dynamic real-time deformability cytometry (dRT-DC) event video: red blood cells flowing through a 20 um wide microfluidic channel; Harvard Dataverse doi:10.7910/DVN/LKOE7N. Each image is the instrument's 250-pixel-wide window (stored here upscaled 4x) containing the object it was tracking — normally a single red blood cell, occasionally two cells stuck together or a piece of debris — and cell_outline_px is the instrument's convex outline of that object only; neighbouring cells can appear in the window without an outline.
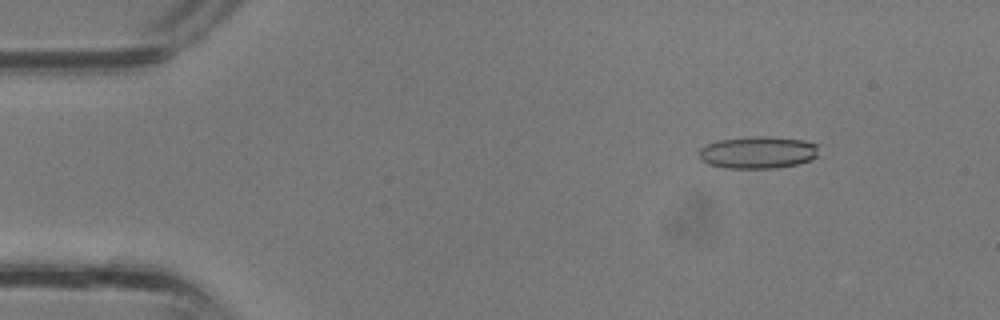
{"species": "common noctule bat (a hibernating species)", "species_latin": "Nyctalus noctula", "temperature_condition": "room temperature", "stored_images_in_passage": 36, "camera_frame_rate_fps": 3000, "um_per_image_px": 0.085, "animal": {"sex": "male", "body_mass_g": 13.3}, "frame": {"image": 1, "passage_image": 5, "time_ms": 1.333, "image_size_px": [1000, 320], "cell_outline_px": [[820, 144], [816, 156], [812, 160], [796, 164], [776, 168], [724, 168], [708, 164], [700, 160], [700, 148], [716, 140], [748, 136], [768, 136], [804, 140]], "centroid_in_image_um": [64.44, 12.94], "position_along_channel_um": 20.6, "area_um2": 22.77}}
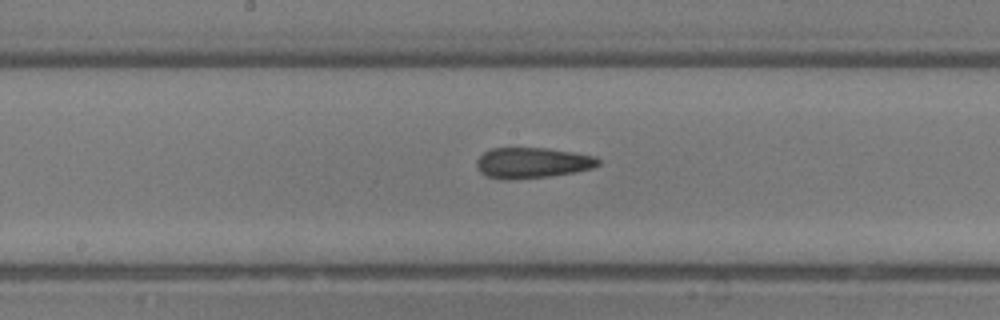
{"frame": {"image": 2, "passage_image": 19, "time_ms": 6.0, "image_size_px": [1000, 320], "cell_outline_px": [[600, 164], [592, 168], [576, 172], [548, 176], [508, 180], [504, 180], [488, 176], [480, 172], [476, 168], [476, 160], [484, 152], [492, 148], [548, 148], [596, 156], [600, 160]], "centroid_in_image_um": [45.24, 13.84], "position_along_channel_um": 203.0, "area_um2": 21.79}}
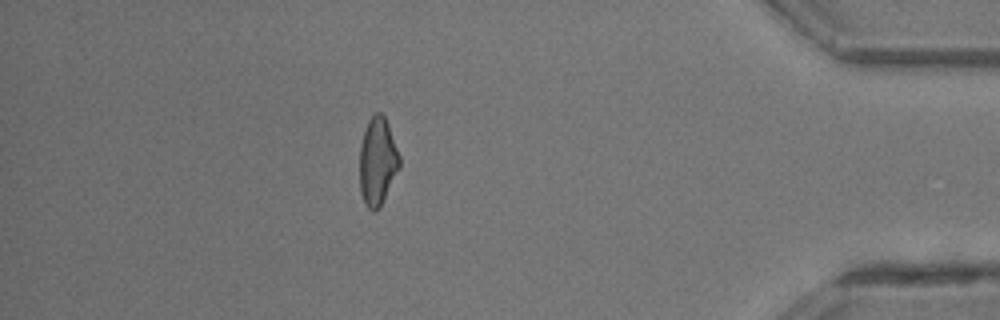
{"frame": {"image": 3, "passage_image": 32, "time_ms": 10.333, "image_size_px": [1000, 320], "cell_outline_px": [[400, 168], [380, 208], [376, 212], [372, 212], [364, 204], [360, 192], [360, 144], [368, 120], [376, 112], [380, 112], [384, 116], [388, 124], [400, 156]], "centroid_in_image_um": [32.09, 13.77], "position_along_channel_um": 403.1, "area_um2": 20.63}}